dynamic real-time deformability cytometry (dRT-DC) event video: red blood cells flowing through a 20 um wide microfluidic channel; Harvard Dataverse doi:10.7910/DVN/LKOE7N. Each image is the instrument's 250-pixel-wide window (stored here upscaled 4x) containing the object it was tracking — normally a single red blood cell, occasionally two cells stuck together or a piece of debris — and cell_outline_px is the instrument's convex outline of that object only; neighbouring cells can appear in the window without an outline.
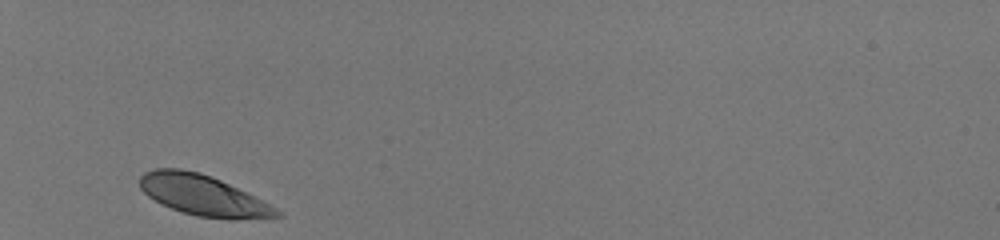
{"species": "human", "species_latin": "Homo sapiens", "temperature_condition": "room temperature", "stored_images_in_passage": 28, "camera_frame_rate_fps": 3000, "um_per_image_px": 0.085, "donor": {"sex": "male"}, "frame": {"image": 1, "passage_image": 1, "time_ms": 0.0, "image_size_px": [1000, 240], "cell_outline_px": [[284, 216], [236, 220], [232, 220], [196, 216], [172, 208], [148, 196], [140, 188], [140, 176], [144, 172], [156, 168], [180, 168], [200, 172], [212, 176], [284, 212]], "centroid_in_image_um": [17.26, 16.61], "position_along_channel_um": 67.7, "area_um2": 32.08}}
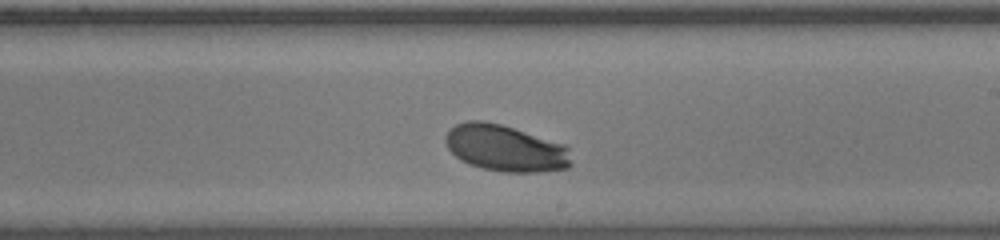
{"frame": {"image": 2, "passage_image": 16, "time_ms": 5.0, "image_size_px": [1000, 240], "cell_outline_px": [[572, 164], [568, 168], [540, 172], [504, 172], [484, 168], [460, 160], [448, 148], [444, 140], [444, 136], [448, 128], [456, 124], [468, 120], [484, 120], [500, 124], [568, 144]], "centroid_in_image_um": [42.98, 12.58], "position_along_channel_um": 246.0, "area_um2": 34.51}}
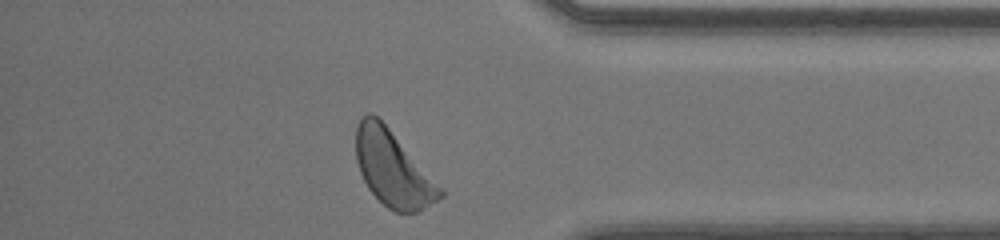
{"frame": {"image": 3, "passage_image": 28, "time_ms": 9.0, "image_size_px": [1000, 240], "cell_outline_px": [[444, 196], [420, 212], [396, 212], [388, 208], [368, 188], [360, 172], [356, 160], [356, 124], [368, 112], [372, 112], [388, 128], [444, 192]], "centroid_in_image_um": [33.36, 14.36], "position_along_channel_um": 401.8, "area_um2": 36.01}, "authors_computed_cell_mechanics": {"area_um2": 34.2176, "velocity_mm_per_s": 4.0396, "shape_relaxation_time_tau1_ms": 1.7231, "shape_relaxation_time_tau2_ms": null, "deformation_change_tau1": 0.134, "deformation_change_tau2": null}}